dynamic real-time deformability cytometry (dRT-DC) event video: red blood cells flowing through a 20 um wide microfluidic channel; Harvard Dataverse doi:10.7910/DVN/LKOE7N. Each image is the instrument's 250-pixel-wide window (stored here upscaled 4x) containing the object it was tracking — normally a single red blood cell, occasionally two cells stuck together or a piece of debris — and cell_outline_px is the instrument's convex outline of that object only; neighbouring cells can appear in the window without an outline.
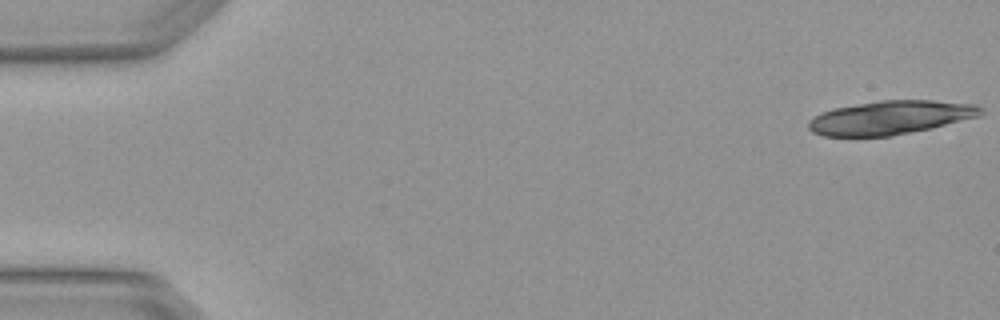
{"species": "Egyptian fruit bat (a non-hibernating species)", "species_latin": "Rousettus aegyptiacus", "temperature_condition": "warm", "stored_images_in_passage": 6, "camera_frame_rate_fps": 3000, "um_per_image_px": 0.085, "animal": {"sex": "female"}, "frame": {"image": 1, "passage_image": 1, "time_ms": 0.0, "image_size_px": [1000, 320], "cell_outline_px": [[984, 112], [980, 116], [932, 128], [892, 136], [824, 136], [812, 132], [808, 128], [808, 120], [812, 116], [832, 108], [880, 100], [932, 100], [976, 104]], "centroid_in_image_um": [75.66, 9.99], "position_along_channel_um": 9.3, "area_um2": 34.04}}
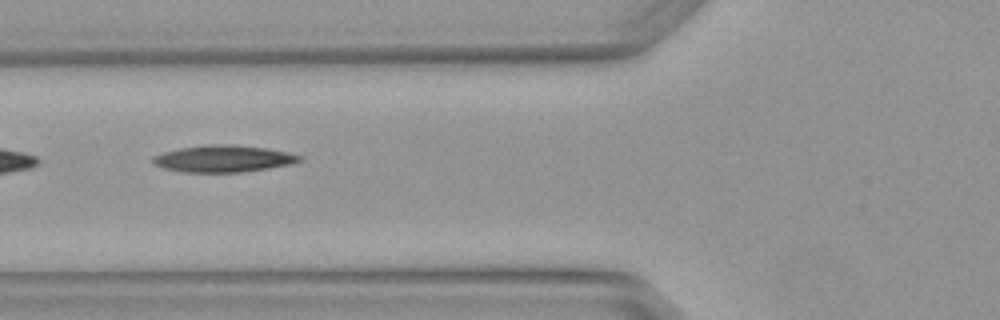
{"frame": {"image": 2, "passage_image": 6, "time_ms": 1.667, "image_size_px": [1000, 320], "cell_outline_px": [[304, 160], [292, 164], [268, 168], [240, 172], [180, 172], [164, 168], [152, 164], [152, 156], [164, 152], [180, 148], [204, 144], [236, 144], [268, 148], [304, 156]], "centroid_in_image_um": [19.0, 13.48], "position_along_channel_um": 106.8, "area_um2": 23.24}}